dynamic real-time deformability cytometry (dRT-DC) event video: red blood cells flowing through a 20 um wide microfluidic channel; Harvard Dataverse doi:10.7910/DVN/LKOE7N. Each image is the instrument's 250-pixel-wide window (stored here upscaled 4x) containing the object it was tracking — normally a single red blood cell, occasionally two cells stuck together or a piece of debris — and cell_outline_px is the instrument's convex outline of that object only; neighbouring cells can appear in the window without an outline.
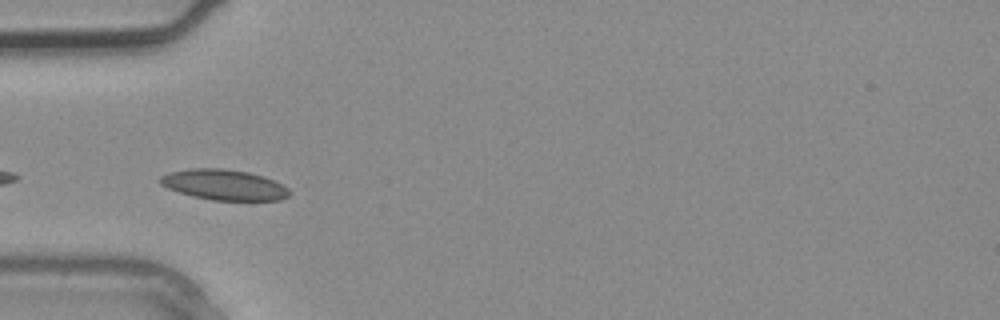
{"species": "common noctule bat (a hibernating species)", "species_latin": "Nyctalus noctula", "temperature_condition": "warm", "stored_images_in_passage": 2, "camera_frame_rate_fps": 3000, "um_per_image_px": 0.085, "animal": {"sex": "male", "body_mass_g": 20.4}, "frame": {"image": 1, "passage_image": 2, "time_ms": 0.333, "image_size_px": [1000, 320], "cell_outline_px": [[292, 192], [288, 196], [280, 200], [212, 200], [192, 196], [168, 188], [160, 184], [160, 176], [172, 172], [192, 168], [220, 168], [248, 172], [264, 176], [288, 188]], "centroid_in_image_um": [19.06, 15.71], "position_along_channel_um": 65.9, "area_um2": 22.77}}